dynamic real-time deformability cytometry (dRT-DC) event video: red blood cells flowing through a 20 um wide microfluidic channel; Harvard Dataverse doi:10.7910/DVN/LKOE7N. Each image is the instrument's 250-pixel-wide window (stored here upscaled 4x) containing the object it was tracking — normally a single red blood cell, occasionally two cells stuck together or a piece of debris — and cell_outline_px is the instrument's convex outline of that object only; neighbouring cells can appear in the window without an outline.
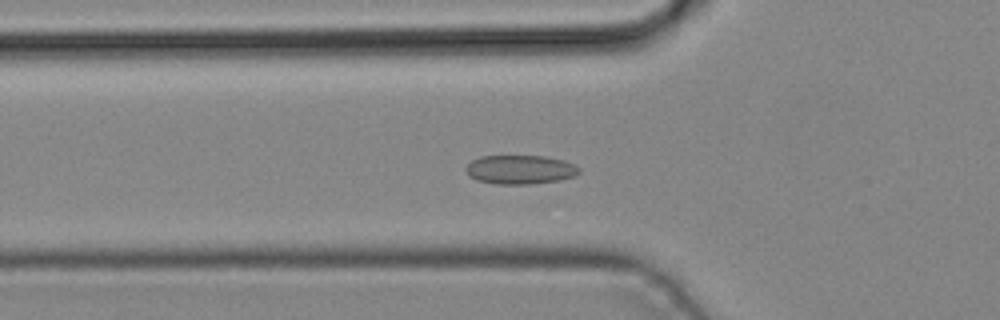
{"species": "common noctule bat (a hibernating species)", "species_latin": "Nyctalus noctula", "temperature_condition": "cold", "stored_images_in_passage": 26, "camera_frame_rate_fps": 3000, "um_per_image_px": 0.085, "animal": {"sex": "male", "body_mass_g": 19.2, "forearm_length_mm": 51.8}, "frame": {"image": 1, "passage_image": 4, "time_ms": 1.0, "image_size_px": [1000, 320], "cell_outline_px": [[580, 172], [576, 176], [560, 180], [528, 184], [496, 184], [476, 180], [468, 176], [464, 168], [472, 160], [480, 156], [544, 156], [564, 160], [580, 168]], "centroid_in_image_um": [44.19, 14.42], "position_along_channel_um": 81.6, "area_um2": 19.25}}
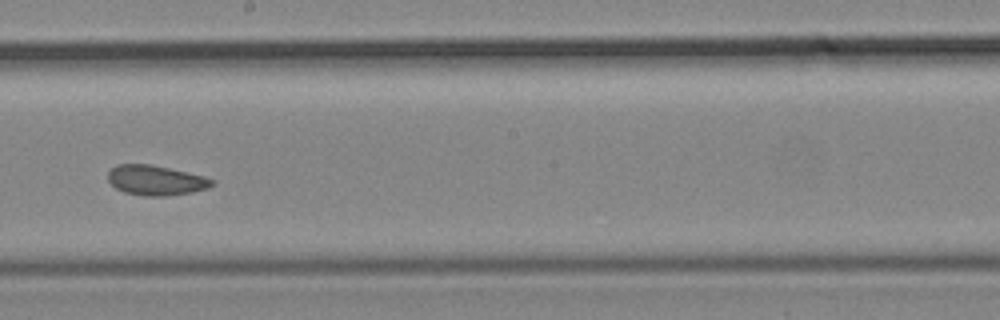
{"frame": {"image": 2, "passage_image": 14, "time_ms": 4.333, "image_size_px": [1000, 320], "cell_outline_px": [[216, 184], [208, 188], [192, 192], [164, 196], [144, 196], [124, 192], [116, 188], [108, 180], [108, 172], [116, 164], [152, 164], [204, 176], [216, 180]], "centroid_in_image_um": [13.27, 15.32], "position_along_channel_um": 234.9, "area_um2": 18.26}}
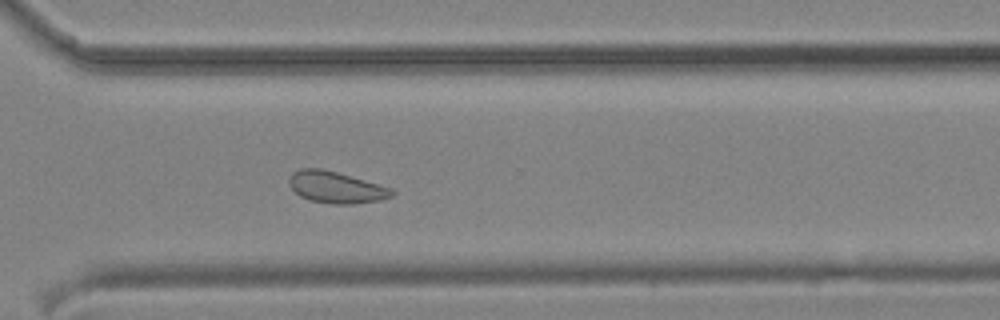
{"frame": {"image": 3, "passage_image": 21, "time_ms": 6.667, "image_size_px": [1000, 320], "cell_outline_px": [[396, 192], [392, 196], [380, 200], [352, 204], [332, 204], [308, 200], [300, 196], [288, 184], [288, 180], [292, 172], [300, 168], [320, 168], [336, 172], [392, 188]], "centroid_in_image_um": [28.54, 15.92], "position_along_channel_um": 342.1, "area_um2": 18.9}}